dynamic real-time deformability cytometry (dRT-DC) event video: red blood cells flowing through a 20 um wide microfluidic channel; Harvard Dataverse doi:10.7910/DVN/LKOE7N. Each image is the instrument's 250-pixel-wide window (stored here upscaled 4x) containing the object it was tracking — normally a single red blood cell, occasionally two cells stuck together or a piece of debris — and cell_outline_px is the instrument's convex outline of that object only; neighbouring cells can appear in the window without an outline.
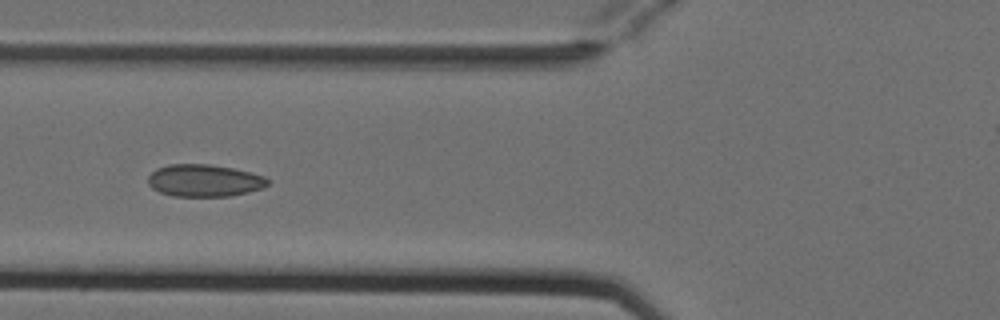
{"species": "Egyptian fruit bat (a non-hibernating species)", "species_latin": "Rousettus aegyptiacus", "temperature_condition": "cold", "stored_images_in_passage": 9, "camera_frame_rate_fps": 3000, "um_per_image_px": 0.085, "animal": {"sex": "female"}, "frame": {"image": 1, "passage_image": 6, "time_ms": 1.667, "image_size_px": [1000, 320], "cell_outline_px": [[268, 184], [264, 188], [248, 192], [228, 196], [172, 196], [160, 192], [152, 188], [148, 184], [148, 176], [156, 168], [168, 164], [208, 164], [232, 168], [252, 172], [264, 176], [268, 180]], "centroid_in_image_um": [17.35, 15.34], "position_along_channel_um": 108.4, "area_um2": 22.54}}
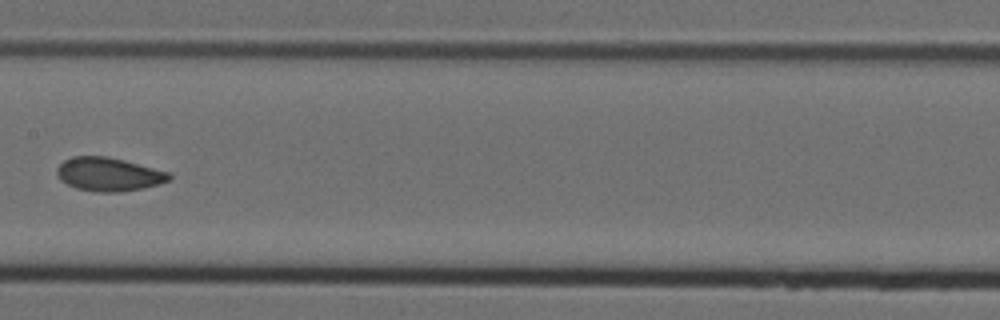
{"frame": {"image": 2, "passage_image": 8, "time_ms": 2.333, "image_size_px": [1000, 320], "cell_outline_px": [[172, 176], [168, 180], [160, 184], [144, 188], [120, 192], [96, 192], [76, 188], [60, 180], [56, 172], [56, 168], [64, 160], [72, 156], [104, 156], [124, 160], [172, 172]], "centroid_in_image_um": [9.26, 14.81], "position_along_channel_um": 198.1, "area_um2": 22.14}}
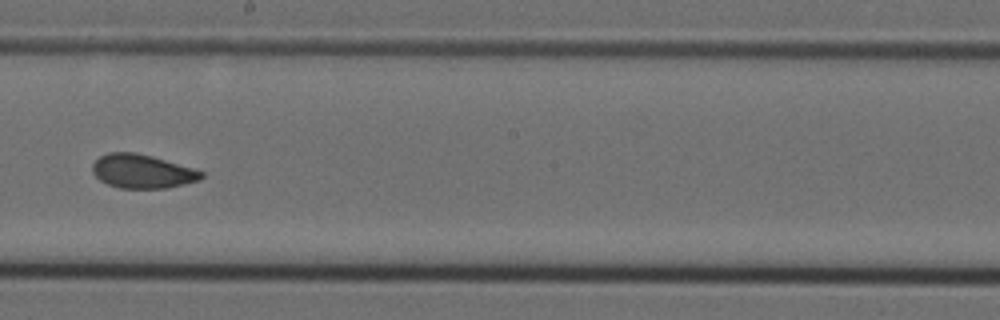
{"frame": {"image": 3, "passage_image": 9, "time_ms": 2.667, "image_size_px": [1000, 320], "cell_outline_px": [[204, 176], [200, 180], [168, 188], [120, 188], [108, 184], [100, 180], [92, 172], [92, 164], [100, 156], [108, 152], [136, 152], [152, 156], [192, 168], [204, 172]], "centroid_in_image_um": [12.08, 14.56], "position_along_channel_um": 236.1, "area_um2": 21.44}}